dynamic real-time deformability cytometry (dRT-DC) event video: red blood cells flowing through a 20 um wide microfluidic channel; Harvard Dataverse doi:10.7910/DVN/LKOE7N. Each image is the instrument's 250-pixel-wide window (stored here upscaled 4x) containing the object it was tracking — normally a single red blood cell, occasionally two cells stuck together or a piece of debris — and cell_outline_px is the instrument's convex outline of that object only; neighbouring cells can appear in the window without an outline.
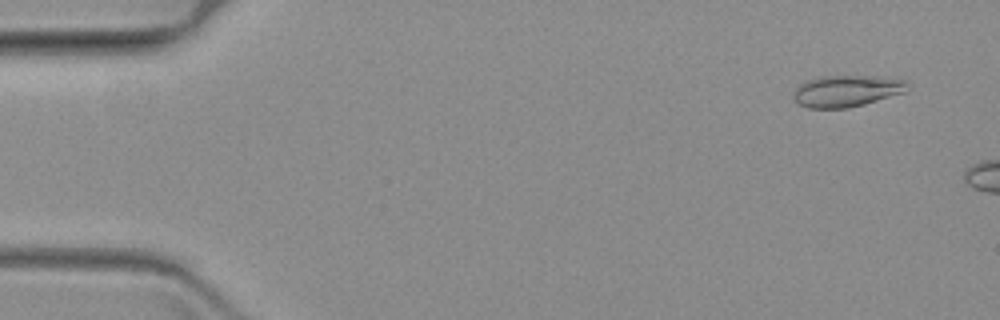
{"species": "common noctule bat (a hibernating species)", "species_latin": "Nyctalus noctula", "temperature_condition": "warm", "stored_images_in_passage": 9, "camera_frame_rate_fps": 3000, "um_per_image_px": 0.085, "animal": {"sex": "female", "body_mass_g": 19.3, "forearm_length_mm": 54.1}, "frame": {"image": 1, "passage_image": 4, "time_ms": 1.0, "image_size_px": [1000, 320], "cell_outline_px": [[908, 84], [904, 92], [864, 104], [848, 108], [808, 108], [800, 104], [792, 96], [792, 92], [800, 84], [808, 80], [824, 76], [872, 76], [904, 80]], "centroid_in_image_um": [71.92, 7.74], "position_along_channel_um": 13.1, "area_um2": 20.63}}